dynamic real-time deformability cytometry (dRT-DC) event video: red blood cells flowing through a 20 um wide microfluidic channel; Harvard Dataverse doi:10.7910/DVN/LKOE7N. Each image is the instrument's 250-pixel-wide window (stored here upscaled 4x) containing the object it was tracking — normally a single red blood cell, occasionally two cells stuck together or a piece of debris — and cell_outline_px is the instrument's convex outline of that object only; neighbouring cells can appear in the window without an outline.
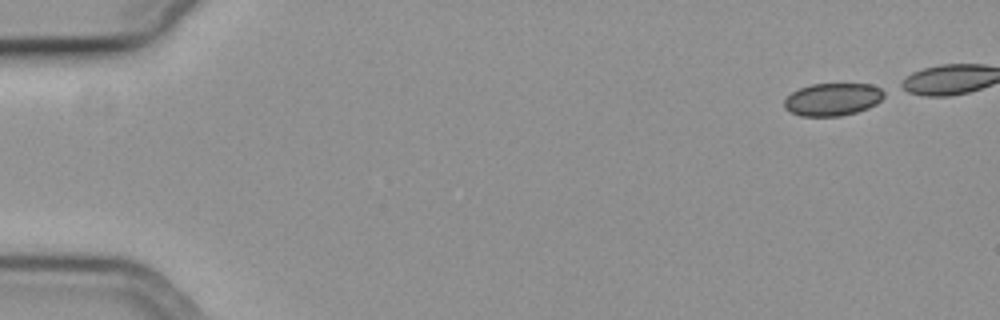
{"species": "common noctule bat (a hibernating species)", "species_latin": "Nyctalus noctula", "temperature_condition": "cold", "stored_images_in_passage": 19, "camera_frame_rate_fps": 3000, "um_per_image_px": 0.085, "animal": {"sex": "female", "body_mass_g": 19.3, "forearm_length_mm": 54.1}, "frame": {"image": 1, "passage_image": 1, "time_ms": 0.0, "image_size_px": [1000, 320], "cell_outline_px": [[884, 96], [876, 104], [868, 108], [856, 112], [840, 116], [800, 116], [784, 108], [784, 100], [792, 92], [800, 88], [812, 84], [872, 84], [880, 88], [884, 92]], "centroid_in_image_um": [70.77, 8.45], "position_along_channel_um": 14.2, "area_um2": 18.9}}